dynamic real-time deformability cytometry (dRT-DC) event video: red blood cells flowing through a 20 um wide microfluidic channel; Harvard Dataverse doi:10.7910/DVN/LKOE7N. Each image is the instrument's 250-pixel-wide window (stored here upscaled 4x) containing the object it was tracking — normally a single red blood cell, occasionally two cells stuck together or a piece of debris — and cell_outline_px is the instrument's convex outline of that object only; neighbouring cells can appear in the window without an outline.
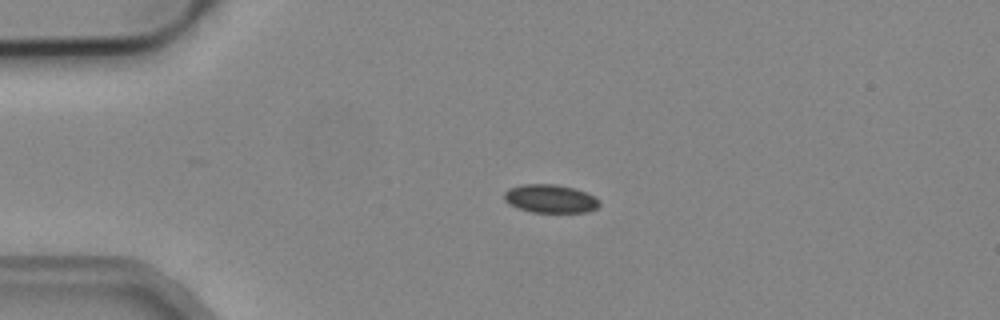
{"species": "common noctule bat (a hibernating species)", "species_latin": "Nyctalus noctula", "temperature_condition": "cold", "stored_images_in_passage": 4, "camera_frame_rate_fps": 3000, "um_per_image_px": 0.085, "animal": {"sex": "male", "body_mass_g": 19.2, "forearm_length_mm": 51.8}, "frame": {"image": 1, "passage_image": 2, "time_ms": 0.333, "image_size_px": [1000, 320], "cell_outline_px": [[600, 204], [596, 208], [584, 212], [532, 212], [508, 204], [504, 200], [504, 192], [508, 188], [520, 184], [556, 184], [572, 188], [584, 192], [600, 200]], "centroid_in_image_um": [46.73, 16.88], "position_along_channel_um": 38.3, "area_um2": 15.61}}